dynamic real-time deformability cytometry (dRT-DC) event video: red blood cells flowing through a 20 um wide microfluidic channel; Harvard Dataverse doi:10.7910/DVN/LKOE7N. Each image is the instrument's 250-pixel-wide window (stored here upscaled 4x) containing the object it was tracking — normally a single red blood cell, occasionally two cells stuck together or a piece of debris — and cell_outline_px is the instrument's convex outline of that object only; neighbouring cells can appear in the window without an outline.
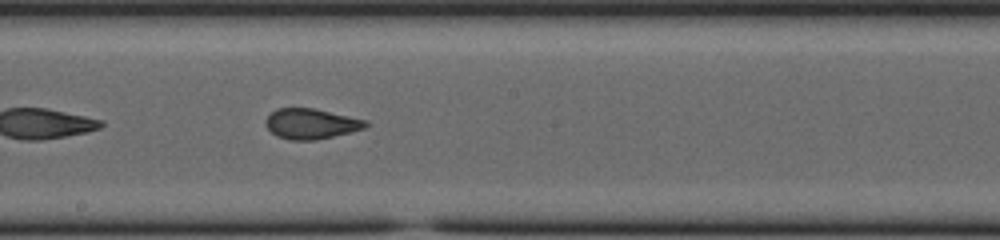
{"species": "common noctule bat (a hibernating species)", "species_latin": "Nyctalus noctula", "temperature_condition": "cold", "stored_images_in_passage": 23, "camera_frame_rate_fps": 3000, "um_per_image_px": 0.085, "animal": {"sex": "female", "body_mass_g": 23.0, "forearm_length_mm": 53.4}, "frame": {"image": 1, "passage_image": 14, "time_ms": 4.333, "image_size_px": [1000, 240], "cell_outline_px": [[368, 124], [364, 128], [316, 140], [288, 140], [276, 136], [264, 124], [264, 120], [276, 108], [312, 108], [368, 120]], "centroid_in_image_um": [26.4, 10.52], "position_along_channel_um": 221.8, "area_um2": 17.57}}